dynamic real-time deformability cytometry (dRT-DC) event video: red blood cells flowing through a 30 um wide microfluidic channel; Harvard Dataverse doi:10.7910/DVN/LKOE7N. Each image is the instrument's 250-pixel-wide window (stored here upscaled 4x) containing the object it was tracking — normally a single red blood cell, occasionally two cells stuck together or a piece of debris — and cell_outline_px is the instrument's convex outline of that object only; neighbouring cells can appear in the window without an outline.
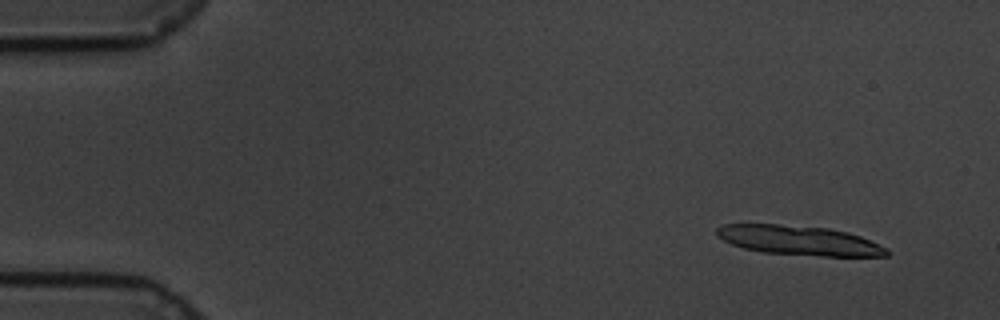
{"species": "common noctule bat (a hibernating species)", "species_latin": "Nyctalus noctula", "temperature_condition": "cold", "stored_images_in_passage": 17, "camera_frame_rate_fps": 3000, "um_per_image_px": 0.085, "animal": {"sex": "male", "body_mass_g": 19.5, "forearm_length_mm": 54.6}, "frame": {"image": 1, "passage_image": 5, "time_ms": 1.333, "image_size_px": [1000, 320], "cell_outline_px": [[892, 252], [888, 256], [820, 256], [764, 252], [744, 248], [732, 244], [716, 236], [716, 228], [724, 224], [776, 224], [828, 228], [848, 232], [860, 236], [888, 248]], "centroid_in_image_um": [67.96, 20.43], "position_along_channel_um": 17.0, "area_um2": 29.25}}